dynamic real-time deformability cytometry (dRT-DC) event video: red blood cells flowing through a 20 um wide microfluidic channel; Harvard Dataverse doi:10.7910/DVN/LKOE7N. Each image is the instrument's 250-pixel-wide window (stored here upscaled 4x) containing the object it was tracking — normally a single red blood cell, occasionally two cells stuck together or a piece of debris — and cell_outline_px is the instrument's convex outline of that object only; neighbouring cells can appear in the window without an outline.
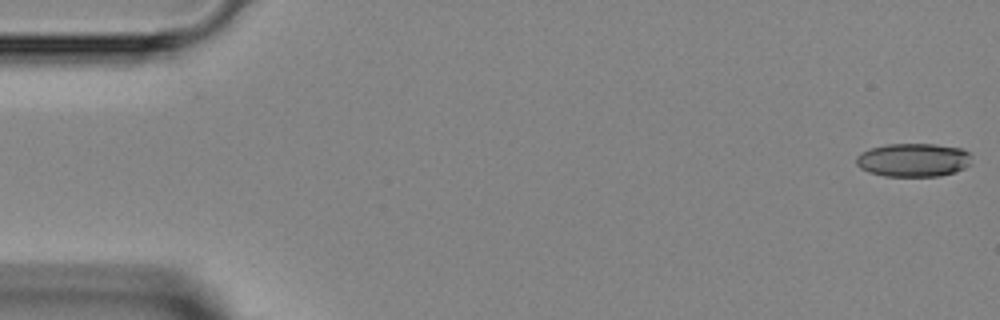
{"species": "Egyptian fruit bat (a non-hibernating species)", "species_latin": "Rousettus aegyptiacus", "temperature_condition": "room temperature", "stored_images_in_passage": 27, "camera_frame_rate_fps": 3000, "um_per_image_px": 0.085, "animal": {"sex": "female"}, "frame": {"image": 1, "passage_image": 1, "time_ms": 0.0, "image_size_px": [1000, 320], "cell_outline_px": [[972, 164], [956, 172], [940, 176], [884, 176], [868, 172], [860, 168], [856, 164], [856, 156], [860, 152], [884, 144], [936, 144], [960, 148], [968, 152], [972, 156]], "centroid_in_image_um": [77.65, 13.6], "position_along_channel_um": 7.4, "area_um2": 22.83}}
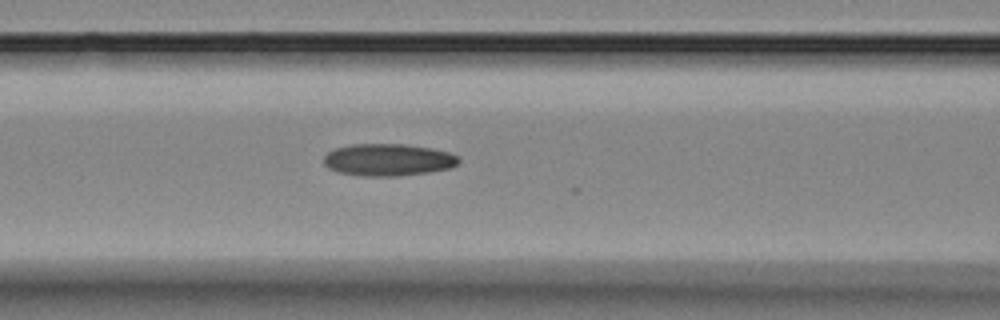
{"frame": {"image": 2, "passage_image": 19, "time_ms": 6.0, "image_size_px": [1000, 320], "cell_outline_px": [[460, 160], [452, 168], [428, 172], [396, 176], [364, 176], [340, 172], [328, 168], [324, 164], [324, 156], [328, 152], [336, 148], [352, 144], [404, 144], [432, 148], [448, 152], [456, 156]], "centroid_in_image_um": [32.99, 13.58], "position_along_channel_um": 133.6, "area_um2": 25.14}}
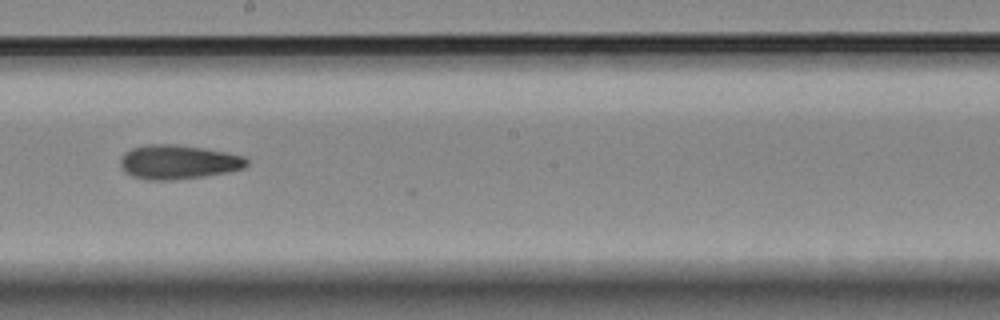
{"frame": {"image": 3, "passage_image": 26, "time_ms": 8.333, "image_size_px": [1000, 320], "cell_outline_px": [[248, 164], [244, 168], [228, 172], [204, 176], [172, 180], [144, 180], [132, 176], [124, 172], [120, 164], [120, 156], [124, 152], [132, 148], [148, 144], [176, 144], [204, 148], [244, 156], [248, 160]], "centroid_in_image_um": [15.12, 13.77], "position_along_channel_um": 233.1, "area_um2": 25.37}}